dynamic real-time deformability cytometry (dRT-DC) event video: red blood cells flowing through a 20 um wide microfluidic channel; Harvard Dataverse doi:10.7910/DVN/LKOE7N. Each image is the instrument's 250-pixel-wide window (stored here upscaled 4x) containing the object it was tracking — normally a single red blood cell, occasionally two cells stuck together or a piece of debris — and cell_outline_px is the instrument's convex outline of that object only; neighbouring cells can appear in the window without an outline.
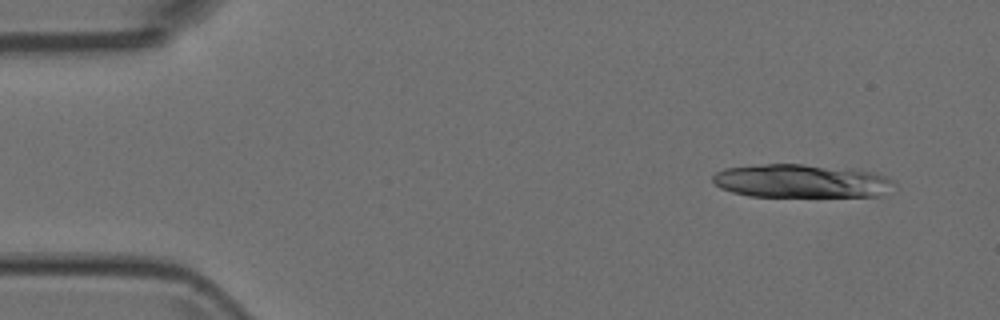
{"species": "Egyptian fruit bat (a non-hibernating species)", "species_latin": "Rousettus aegyptiacus", "temperature_condition": "room temperature", "stored_images_in_passage": 8, "camera_frame_rate_fps": 3000, "um_per_image_px": 0.085, "animal": {"sex": "female"}, "frame": {"image": 1, "passage_image": 1, "time_ms": 0.0, "image_size_px": [1000, 320], "cell_outline_px": [[896, 184], [884, 196], [752, 196], [732, 192], [720, 188], [712, 180], [712, 176], [716, 172], [724, 168], [764, 164], [804, 164], [856, 168], [876, 172], [896, 180]], "centroid_in_image_um": [68.21, 15.37], "position_along_channel_um": 16.8, "area_um2": 35.95}}